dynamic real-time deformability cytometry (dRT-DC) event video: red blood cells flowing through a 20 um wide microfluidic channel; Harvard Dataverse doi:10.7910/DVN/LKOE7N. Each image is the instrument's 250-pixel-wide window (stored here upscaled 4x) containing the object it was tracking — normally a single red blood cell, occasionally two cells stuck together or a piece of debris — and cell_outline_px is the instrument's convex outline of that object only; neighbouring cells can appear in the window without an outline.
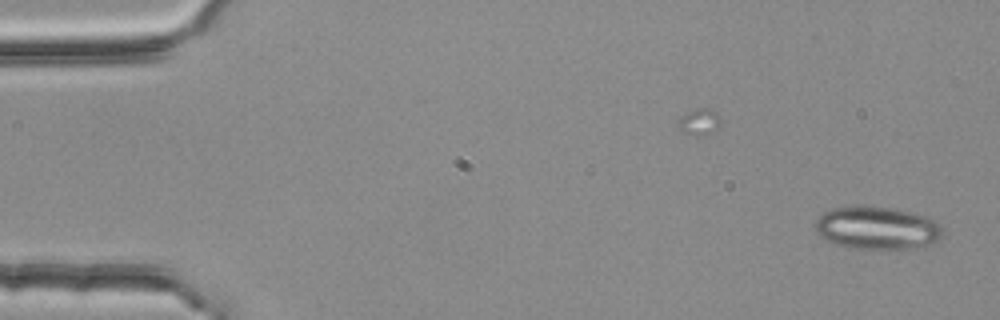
{"species": "common noctule bat (a hibernating species)", "species_latin": "Nyctalus noctula", "temperature_condition": "room temperature", "stored_images_in_passage": 4, "camera_frame_rate_fps": 3000, "um_per_image_px": 0.085, "animal": {"sex": "female", "body_mass_g": 25.1}, "frame": {"image": 1, "passage_image": 1, "time_ms": 0.0, "image_size_px": [1000, 320], "cell_outline_px": [[944, 232], [936, 240], [916, 248], [864, 248], [836, 244], [820, 236], [816, 232], [812, 224], [824, 212], [836, 208], [856, 204], [892, 208], [924, 216], [940, 224], [944, 228]], "centroid_in_image_um": [74.51, 19.34], "position_along_channel_um": 10.5, "area_um2": 31.5}}